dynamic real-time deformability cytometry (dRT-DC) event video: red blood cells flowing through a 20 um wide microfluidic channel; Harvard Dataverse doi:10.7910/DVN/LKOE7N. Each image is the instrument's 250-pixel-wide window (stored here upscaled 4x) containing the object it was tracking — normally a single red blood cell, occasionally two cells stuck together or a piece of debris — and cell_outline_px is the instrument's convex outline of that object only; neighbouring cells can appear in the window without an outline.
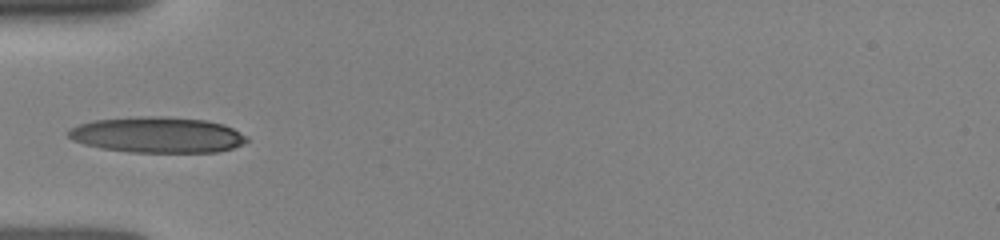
{"species": "human", "species_latin": "Homo sapiens", "temperature_condition": "room temperature", "stored_images_in_passage": 41, "camera_frame_rate_fps": 3000, "um_per_image_px": 0.085, "donor": {"sex": "female"}, "frame": {"image": 1, "passage_image": 1, "time_ms": 0.0, "image_size_px": [1000, 240], "cell_outline_px": [[248, 140], [232, 148], [216, 152], [132, 152], [100, 148], [84, 144], [72, 140], [68, 136], [68, 132], [72, 128], [80, 124], [96, 120], [140, 116], [164, 116], [208, 120], [224, 124], [248, 136]], "centroid_in_image_um": [13.4, 11.46], "position_along_channel_um": 71.6, "area_um2": 37.17}}
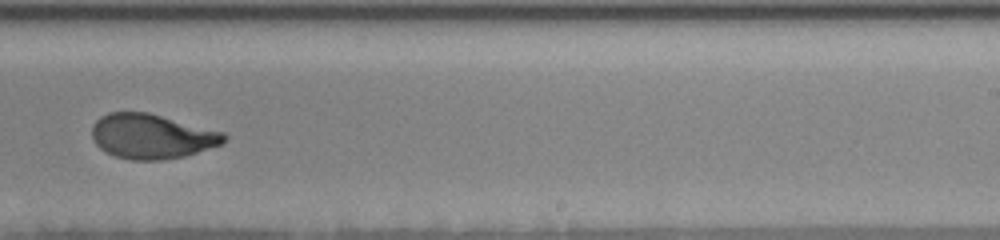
{"frame": {"image": 2, "passage_image": 15, "time_ms": 5.0, "image_size_px": [1000, 240], "cell_outline_px": [[228, 136], [224, 144], [184, 156], [160, 160], [132, 160], [116, 156], [100, 148], [92, 140], [92, 124], [100, 116], [108, 112], [148, 112], [224, 132]], "centroid_in_image_um": [12.91, 11.58], "position_along_channel_um": 276.1, "area_um2": 34.56}}
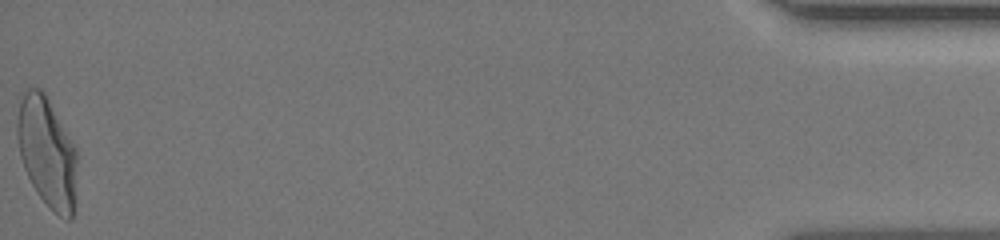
{"frame": {"image": 3, "passage_image": 40, "time_ms": 11.0, "image_size_px": [1000, 240], "cell_outline_px": [[76, 160], [72, 220], [68, 220], [60, 216], [40, 196], [32, 184], [24, 168], [20, 156], [16, 136], [16, 120], [20, 92], [28, 88], [40, 88], [44, 92], [76, 148]], "centroid_in_image_um": [3.94, 12.85], "position_along_channel_um": 431.3, "area_um2": 38.03}}